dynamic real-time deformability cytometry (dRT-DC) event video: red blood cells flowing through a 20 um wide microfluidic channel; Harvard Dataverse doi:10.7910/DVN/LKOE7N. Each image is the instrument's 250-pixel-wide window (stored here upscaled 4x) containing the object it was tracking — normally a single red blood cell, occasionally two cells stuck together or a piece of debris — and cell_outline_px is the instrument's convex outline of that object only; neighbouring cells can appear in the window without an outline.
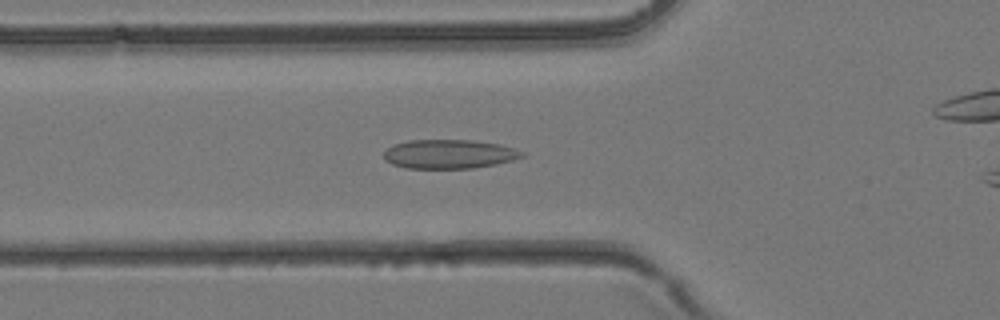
{"species": "common noctule bat (a hibernating species)", "species_latin": "Nyctalus noctula", "temperature_condition": "room temperature", "stored_images_in_passage": 31, "camera_frame_rate_fps": 3000, "um_per_image_px": 0.085, "animal": {"sex": "female", "body_mass_g": 24.6, "forearm_length_mm": 56.2}, "frame": {"image": 1, "passage_image": 10, "time_ms": 3.0, "image_size_px": [1000, 320], "cell_outline_px": [[524, 156], [512, 160], [496, 164], [472, 168], [408, 168], [392, 164], [384, 160], [384, 152], [392, 144], [408, 140], [472, 140], [500, 144], [524, 152]], "centroid_in_image_um": [38.15, 13.09], "position_along_channel_um": 87.7, "area_um2": 23.35}}
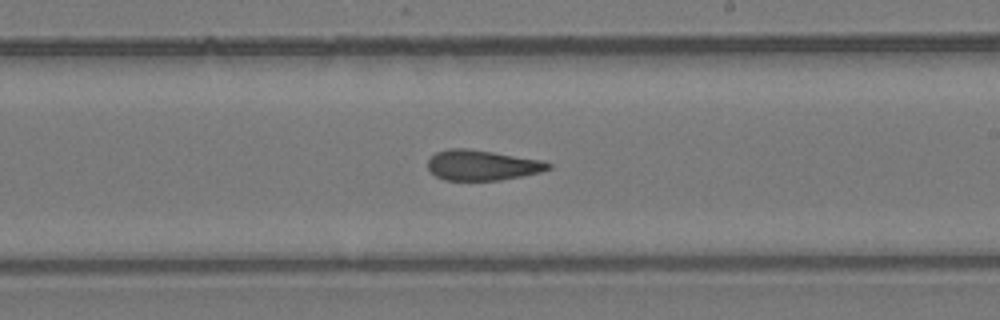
{"frame": {"image": 2, "passage_image": 19, "time_ms": 6.0, "image_size_px": [1000, 320], "cell_outline_px": [[552, 168], [540, 172], [500, 180], [444, 180], [436, 176], [428, 168], [428, 160], [436, 152], [448, 148], [468, 148], [544, 160], [552, 164]], "centroid_in_image_um": [41.0, 14.03], "position_along_channel_um": 248.0, "area_um2": 21.33}}
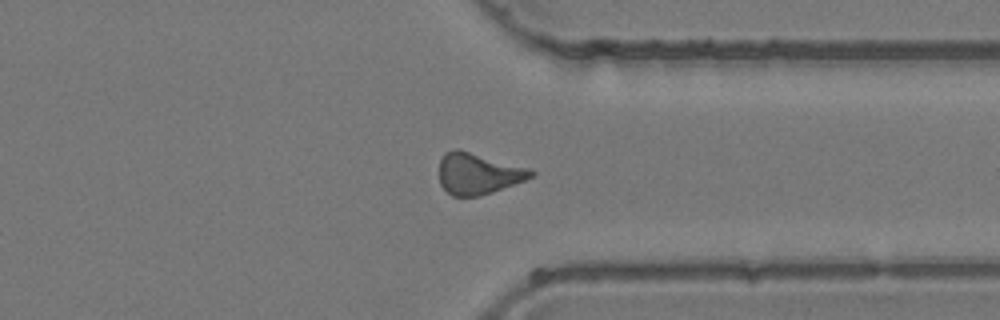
{"frame": {"image": 3, "passage_image": 26, "time_ms": 8.333, "image_size_px": [1000, 320], "cell_outline_px": [[536, 172], [532, 176], [524, 180], [492, 192], [480, 196], [452, 196], [440, 184], [440, 160], [444, 152], [456, 148], [528, 168]], "centroid_in_image_um": [40.61, 14.75], "position_along_channel_um": 370.8, "area_um2": 21.73}}